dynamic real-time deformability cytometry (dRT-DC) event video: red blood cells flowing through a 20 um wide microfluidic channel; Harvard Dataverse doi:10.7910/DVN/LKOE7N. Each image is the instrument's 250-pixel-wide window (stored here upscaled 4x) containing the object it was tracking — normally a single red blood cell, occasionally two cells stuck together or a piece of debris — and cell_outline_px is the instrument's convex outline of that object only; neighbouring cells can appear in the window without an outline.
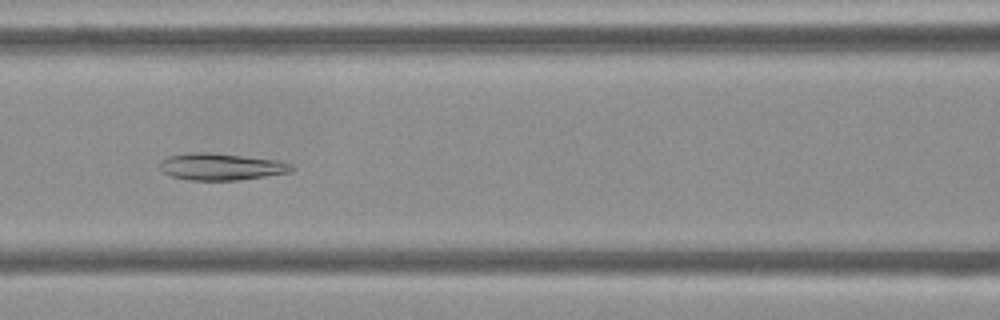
{"species": "Egyptian fruit bat (a non-hibernating species)", "species_latin": "Rousettus aegyptiacus", "temperature_condition": "cold", "stored_images_in_passage": 42, "camera_frame_rate_fps": 3000, "um_per_image_px": 0.085, "frame": {"image": 1, "passage_image": 10, "time_ms": 3.0, "image_size_px": [1000, 320], "cell_outline_px": [[296, 168], [292, 172], [236, 180], [188, 180], [172, 176], [164, 172], [160, 168], [160, 160], [168, 156], [192, 152], [204, 152], [276, 160], [292, 164]], "centroid_in_image_um": [18.79, 14.17], "position_along_channel_um": 147.8, "area_um2": 20.4}}
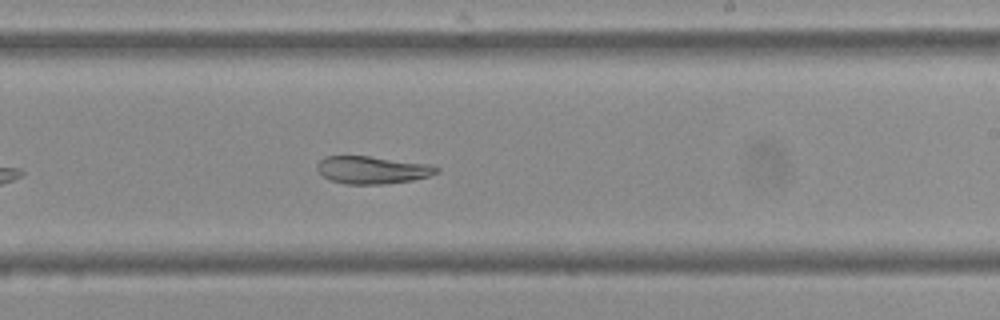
{"frame": {"image": 2, "passage_image": 19, "time_ms": 6.0, "image_size_px": [1000, 320], "cell_outline_px": [[440, 172], [428, 176], [412, 180], [384, 184], [344, 184], [332, 180], [324, 176], [316, 168], [316, 164], [324, 156], [368, 156], [428, 164], [440, 168]], "centroid_in_image_um": [31.64, 14.44], "position_along_channel_um": 257.4, "area_um2": 19.07}}
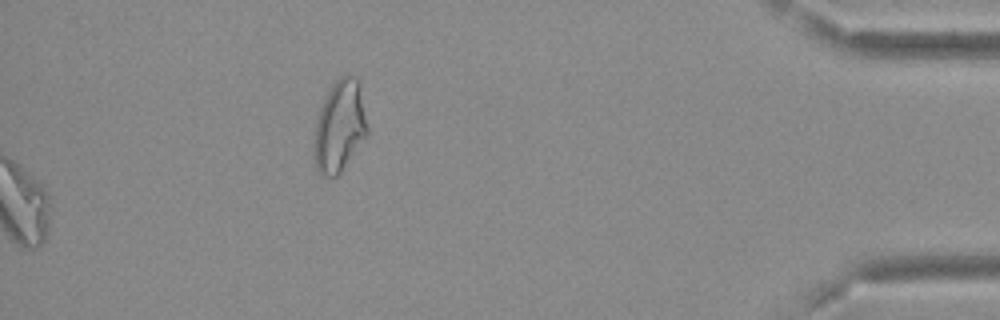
{"frame": {"image": 3, "passage_image": 42, "time_ms": 13.667, "image_size_px": [1000, 320], "cell_outline_px": [[368, 132], [340, 172], [336, 176], [320, 176], [316, 172], [312, 152], [312, 140], [316, 120], [320, 108], [328, 88], [340, 76], [356, 76], [360, 84], [368, 128]], "centroid_in_image_um": [28.81, 10.74], "position_along_channel_um": 406.4, "area_um2": 28.78}}